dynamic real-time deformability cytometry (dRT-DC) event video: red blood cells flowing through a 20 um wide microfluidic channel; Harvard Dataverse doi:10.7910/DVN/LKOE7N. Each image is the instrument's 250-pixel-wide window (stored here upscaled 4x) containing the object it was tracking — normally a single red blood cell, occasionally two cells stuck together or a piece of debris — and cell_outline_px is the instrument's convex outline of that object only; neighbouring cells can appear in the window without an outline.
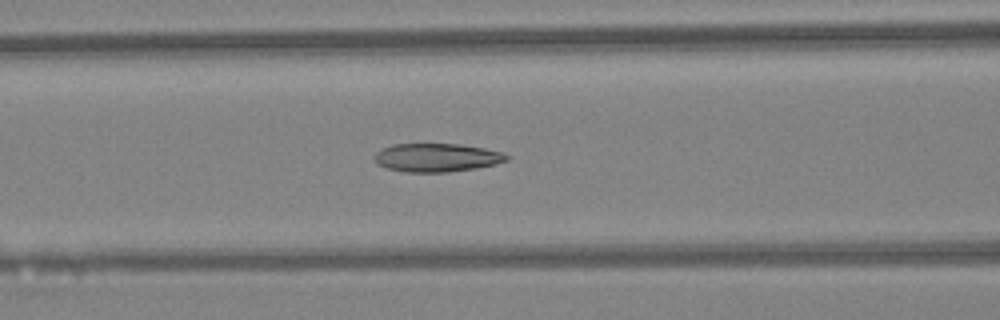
{"species": "Egyptian fruit bat (a non-hibernating species)", "species_latin": "Rousettus aegyptiacus", "temperature_condition": "warm", "stored_images_in_passage": 47, "camera_frame_rate_fps": 3000, "um_per_image_px": 0.085, "animal": {"sex": "female"}, "frame": {"image": 1, "passage_image": 20, "time_ms": 6.333, "image_size_px": [1000, 320], "cell_outline_px": [[508, 160], [496, 164], [476, 168], [448, 172], [404, 172], [388, 168], [376, 164], [376, 152], [380, 148], [392, 144], [460, 144], [484, 148], [504, 152], [508, 156]], "centroid_in_image_um": [37.13, 13.39], "position_along_channel_um": 129.5, "area_um2": 21.96}}
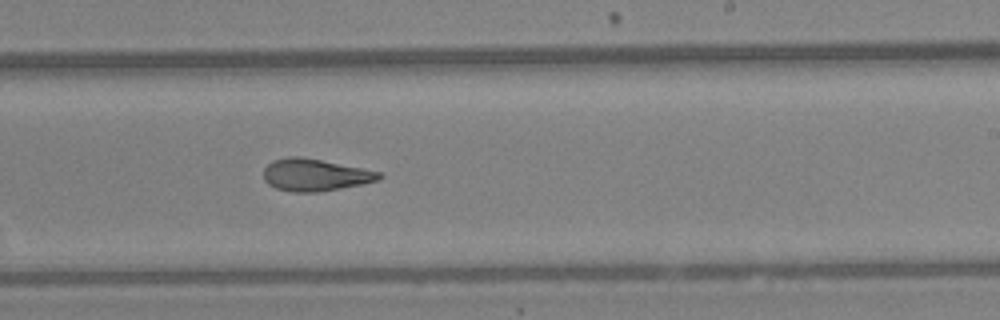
{"frame": {"image": 2, "passage_image": 29, "time_ms": 9.333, "image_size_px": [1000, 320], "cell_outline_px": [[384, 176], [380, 180], [340, 188], [316, 192], [292, 192], [276, 188], [268, 184], [264, 180], [264, 168], [272, 160], [288, 156], [300, 156], [364, 168], [380, 172]], "centroid_in_image_um": [26.77, 14.86], "position_along_channel_um": 262.2, "area_um2": 21.68}}
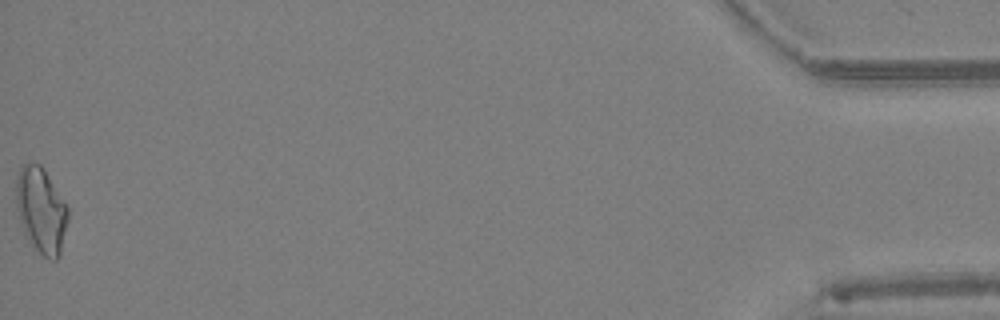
{"frame": {"image": 3, "passage_image": 47, "time_ms": 15.333, "image_size_px": [1000, 320], "cell_outline_px": [[68, 220], [60, 256], [56, 260], [48, 260], [36, 248], [24, 232], [20, 220], [16, 204], [16, 180], [20, 164], [40, 164], [44, 168], [68, 204]], "centroid_in_image_um": [3.52, 17.85], "position_along_channel_um": 431.7, "area_um2": 26.01}, "authors_computed_cell_mechanics": {"area_um2": 22.4842, "velocity_mm_per_s": 4.4646, "shape_relaxation_time_tau1_ms": 7.0974, "shape_relaxation_time_tau2_ms": 2.7536, "deformation_change_tau1": 0.194, "deformation_change_tau2": 0.1089}}